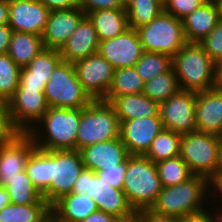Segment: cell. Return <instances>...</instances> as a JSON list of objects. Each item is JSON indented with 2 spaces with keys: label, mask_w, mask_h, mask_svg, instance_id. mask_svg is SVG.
Returning <instances> with one entry per match:
<instances>
[{
  "label": "cell",
  "mask_w": 222,
  "mask_h": 222,
  "mask_svg": "<svg viewBox=\"0 0 222 222\" xmlns=\"http://www.w3.org/2000/svg\"><path fill=\"white\" fill-rule=\"evenodd\" d=\"M45 222H58L53 216L47 219Z\"/></svg>",
  "instance_id": "57"
},
{
  "label": "cell",
  "mask_w": 222,
  "mask_h": 222,
  "mask_svg": "<svg viewBox=\"0 0 222 222\" xmlns=\"http://www.w3.org/2000/svg\"><path fill=\"white\" fill-rule=\"evenodd\" d=\"M209 179L201 175H193L178 185L162 187L151 210L176 218L204 209L203 201L210 189Z\"/></svg>",
  "instance_id": "4"
},
{
  "label": "cell",
  "mask_w": 222,
  "mask_h": 222,
  "mask_svg": "<svg viewBox=\"0 0 222 222\" xmlns=\"http://www.w3.org/2000/svg\"><path fill=\"white\" fill-rule=\"evenodd\" d=\"M216 173H222V139L219 149V157H218V163L216 167Z\"/></svg>",
  "instance_id": "52"
},
{
  "label": "cell",
  "mask_w": 222,
  "mask_h": 222,
  "mask_svg": "<svg viewBox=\"0 0 222 222\" xmlns=\"http://www.w3.org/2000/svg\"><path fill=\"white\" fill-rule=\"evenodd\" d=\"M179 222H217L215 216H211L208 211L204 209L184 215L179 218Z\"/></svg>",
  "instance_id": "45"
},
{
  "label": "cell",
  "mask_w": 222,
  "mask_h": 222,
  "mask_svg": "<svg viewBox=\"0 0 222 222\" xmlns=\"http://www.w3.org/2000/svg\"><path fill=\"white\" fill-rule=\"evenodd\" d=\"M43 48L42 36L13 31L7 54L15 64L24 68Z\"/></svg>",
  "instance_id": "28"
},
{
  "label": "cell",
  "mask_w": 222,
  "mask_h": 222,
  "mask_svg": "<svg viewBox=\"0 0 222 222\" xmlns=\"http://www.w3.org/2000/svg\"><path fill=\"white\" fill-rule=\"evenodd\" d=\"M9 22V0H0V25Z\"/></svg>",
  "instance_id": "48"
},
{
  "label": "cell",
  "mask_w": 222,
  "mask_h": 222,
  "mask_svg": "<svg viewBox=\"0 0 222 222\" xmlns=\"http://www.w3.org/2000/svg\"><path fill=\"white\" fill-rule=\"evenodd\" d=\"M199 44L210 58L220 67L222 65V20Z\"/></svg>",
  "instance_id": "38"
},
{
  "label": "cell",
  "mask_w": 222,
  "mask_h": 222,
  "mask_svg": "<svg viewBox=\"0 0 222 222\" xmlns=\"http://www.w3.org/2000/svg\"><path fill=\"white\" fill-rule=\"evenodd\" d=\"M144 84L135 67L115 69L112 85L103 101L110 103L115 97L143 93Z\"/></svg>",
  "instance_id": "31"
},
{
  "label": "cell",
  "mask_w": 222,
  "mask_h": 222,
  "mask_svg": "<svg viewBox=\"0 0 222 222\" xmlns=\"http://www.w3.org/2000/svg\"><path fill=\"white\" fill-rule=\"evenodd\" d=\"M129 28L137 29L148 24L163 10V0H133L126 7Z\"/></svg>",
  "instance_id": "34"
},
{
  "label": "cell",
  "mask_w": 222,
  "mask_h": 222,
  "mask_svg": "<svg viewBox=\"0 0 222 222\" xmlns=\"http://www.w3.org/2000/svg\"><path fill=\"white\" fill-rule=\"evenodd\" d=\"M78 7H80L86 15L96 10L126 9L121 0H78Z\"/></svg>",
  "instance_id": "42"
},
{
  "label": "cell",
  "mask_w": 222,
  "mask_h": 222,
  "mask_svg": "<svg viewBox=\"0 0 222 222\" xmlns=\"http://www.w3.org/2000/svg\"><path fill=\"white\" fill-rule=\"evenodd\" d=\"M164 129L160 114L120 121V139L130 155H144Z\"/></svg>",
  "instance_id": "15"
},
{
  "label": "cell",
  "mask_w": 222,
  "mask_h": 222,
  "mask_svg": "<svg viewBox=\"0 0 222 222\" xmlns=\"http://www.w3.org/2000/svg\"><path fill=\"white\" fill-rule=\"evenodd\" d=\"M156 167L162 187L178 185L194 175L180 156L160 161Z\"/></svg>",
  "instance_id": "35"
},
{
  "label": "cell",
  "mask_w": 222,
  "mask_h": 222,
  "mask_svg": "<svg viewBox=\"0 0 222 222\" xmlns=\"http://www.w3.org/2000/svg\"><path fill=\"white\" fill-rule=\"evenodd\" d=\"M20 133L12 122L8 103L0 101V141H12Z\"/></svg>",
  "instance_id": "40"
},
{
  "label": "cell",
  "mask_w": 222,
  "mask_h": 222,
  "mask_svg": "<svg viewBox=\"0 0 222 222\" xmlns=\"http://www.w3.org/2000/svg\"><path fill=\"white\" fill-rule=\"evenodd\" d=\"M136 30L146 52L163 53L174 57L187 43L182 20L164 10L151 22Z\"/></svg>",
  "instance_id": "7"
},
{
  "label": "cell",
  "mask_w": 222,
  "mask_h": 222,
  "mask_svg": "<svg viewBox=\"0 0 222 222\" xmlns=\"http://www.w3.org/2000/svg\"><path fill=\"white\" fill-rule=\"evenodd\" d=\"M121 1L123 3L124 7H126L133 0H121Z\"/></svg>",
  "instance_id": "56"
},
{
  "label": "cell",
  "mask_w": 222,
  "mask_h": 222,
  "mask_svg": "<svg viewBox=\"0 0 222 222\" xmlns=\"http://www.w3.org/2000/svg\"><path fill=\"white\" fill-rule=\"evenodd\" d=\"M85 16L80 7L50 11L42 35L44 48L60 50Z\"/></svg>",
  "instance_id": "17"
},
{
  "label": "cell",
  "mask_w": 222,
  "mask_h": 222,
  "mask_svg": "<svg viewBox=\"0 0 222 222\" xmlns=\"http://www.w3.org/2000/svg\"><path fill=\"white\" fill-rule=\"evenodd\" d=\"M122 190L135 212L150 208L162 190L156 164L144 155L126 160Z\"/></svg>",
  "instance_id": "2"
},
{
  "label": "cell",
  "mask_w": 222,
  "mask_h": 222,
  "mask_svg": "<svg viewBox=\"0 0 222 222\" xmlns=\"http://www.w3.org/2000/svg\"><path fill=\"white\" fill-rule=\"evenodd\" d=\"M99 44L94 25L86 15L59 51L64 61L74 63L98 52Z\"/></svg>",
  "instance_id": "21"
},
{
  "label": "cell",
  "mask_w": 222,
  "mask_h": 222,
  "mask_svg": "<svg viewBox=\"0 0 222 222\" xmlns=\"http://www.w3.org/2000/svg\"><path fill=\"white\" fill-rule=\"evenodd\" d=\"M50 10L38 0H9V22L12 31L43 35Z\"/></svg>",
  "instance_id": "16"
},
{
  "label": "cell",
  "mask_w": 222,
  "mask_h": 222,
  "mask_svg": "<svg viewBox=\"0 0 222 222\" xmlns=\"http://www.w3.org/2000/svg\"><path fill=\"white\" fill-rule=\"evenodd\" d=\"M115 222H141V218H140L139 212H135L129 217L117 218Z\"/></svg>",
  "instance_id": "51"
},
{
  "label": "cell",
  "mask_w": 222,
  "mask_h": 222,
  "mask_svg": "<svg viewBox=\"0 0 222 222\" xmlns=\"http://www.w3.org/2000/svg\"><path fill=\"white\" fill-rule=\"evenodd\" d=\"M8 142H10V141H0V152H1L4 144H5V143H8Z\"/></svg>",
  "instance_id": "58"
},
{
  "label": "cell",
  "mask_w": 222,
  "mask_h": 222,
  "mask_svg": "<svg viewBox=\"0 0 222 222\" xmlns=\"http://www.w3.org/2000/svg\"><path fill=\"white\" fill-rule=\"evenodd\" d=\"M222 137L212 133L190 132L181 136L180 157L194 175H215Z\"/></svg>",
  "instance_id": "9"
},
{
  "label": "cell",
  "mask_w": 222,
  "mask_h": 222,
  "mask_svg": "<svg viewBox=\"0 0 222 222\" xmlns=\"http://www.w3.org/2000/svg\"><path fill=\"white\" fill-rule=\"evenodd\" d=\"M125 169L126 161L119 165H111L107 163L104 169L97 172V174L111 187L122 189L125 178Z\"/></svg>",
  "instance_id": "41"
},
{
  "label": "cell",
  "mask_w": 222,
  "mask_h": 222,
  "mask_svg": "<svg viewBox=\"0 0 222 222\" xmlns=\"http://www.w3.org/2000/svg\"><path fill=\"white\" fill-rule=\"evenodd\" d=\"M110 104L120 121L156 116L159 113V104L143 93L115 97Z\"/></svg>",
  "instance_id": "25"
},
{
  "label": "cell",
  "mask_w": 222,
  "mask_h": 222,
  "mask_svg": "<svg viewBox=\"0 0 222 222\" xmlns=\"http://www.w3.org/2000/svg\"><path fill=\"white\" fill-rule=\"evenodd\" d=\"M117 218L104 211L97 210L81 222H115Z\"/></svg>",
  "instance_id": "47"
},
{
  "label": "cell",
  "mask_w": 222,
  "mask_h": 222,
  "mask_svg": "<svg viewBox=\"0 0 222 222\" xmlns=\"http://www.w3.org/2000/svg\"><path fill=\"white\" fill-rule=\"evenodd\" d=\"M207 0H163L164 11L178 19H183Z\"/></svg>",
  "instance_id": "39"
},
{
  "label": "cell",
  "mask_w": 222,
  "mask_h": 222,
  "mask_svg": "<svg viewBox=\"0 0 222 222\" xmlns=\"http://www.w3.org/2000/svg\"><path fill=\"white\" fill-rule=\"evenodd\" d=\"M141 222H179V218L159 214L150 208L138 211Z\"/></svg>",
  "instance_id": "43"
},
{
  "label": "cell",
  "mask_w": 222,
  "mask_h": 222,
  "mask_svg": "<svg viewBox=\"0 0 222 222\" xmlns=\"http://www.w3.org/2000/svg\"><path fill=\"white\" fill-rule=\"evenodd\" d=\"M80 118L81 109L48 107V110L38 121L39 125L42 124V127L46 128V131L43 130L45 132L43 135H46V138L42 139V133L39 132L41 130L37 127H32L28 134L33 139L35 146L42 150L76 149Z\"/></svg>",
  "instance_id": "3"
},
{
  "label": "cell",
  "mask_w": 222,
  "mask_h": 222,
  "mask_svg": "<svg viewBox=\"0 0 222 222\" xmlns=\"http://www.w3.org/2000/svg\"><path fill=\"white\" fill-rule=\"evenodd\" d=\"M172 68L181 90L201 92L219 85V66L199 43L187 42L172 57Z\"/></svg>",
  "instance_id": "1"
},
{
  "label": "cell",
  "mask_w": 222,
  "mask_h": 222,
  "mask_svg": "<svg viewBox=\"0 0 222 222\" xmlns=\"http://www.w3.org/2000/svg\"><path fill=\"white\" fill-rule=\"evenodd\" d=\"M11 203L10 196L5 187L0 186V211Z\"/></svg>",
  "instance_id": "50"
},
{
  "label": "cell",
  "mask_w": 222,
  "mask_h": 222,
  "mask_svg": "<svg viewBox=\"0 0 222 222\" xmlns=\"http://www.w3.org/2000/svg\"><path fill=\"white\" fill-rule=\"evenodd\" d=\"M216 2L219 8L220 18L222 20V0H216Z\"/></svg>",
  "instance_id": "53"
},
{
  "label": "cell",
  "mask_w": 222,
  "mask_h": 222,
  "mask_svg": "<svg viewBox=\"0 0 222 222\" xmlns=\"http://www.w3.org/2000/svg\"><path fill=\"white\" fill-rule=\"evenodd\" d=\"M220 18L216 0H207L182 19L186 42L199 43L217 26Z\"/></svg>",
  "instance_id": "23"
},
{
  "label": "cell",
  "mask_w": 222,
  "mask_h": 222,
  "mask_svg": "<svg viewBox=\"0 0 222 222\" xmlns=\"http://www.w3.org/2000/svg\"><path fill=\"white\" fill-rule=\"evenodd\" d=\"M35 148L28 133H20L4 144L0 152V186L4 187L7 179L19 176V172L25 171L27 160Z\"/></svg>",
  "instance_id": "18"
},
{
  "label": "cell",
  "mask_w": 222,
  "mask_h": 222,
  "mask_svg": "<svg viewBox=\"0 0 222 222\" xmlns=\"http://www.w3.org/2000/svg\"><path fill=\"white\" fill-rule=\"evenodd\" d=\"M51 216L49 204L10 203L0 211V222H45Z\"/></svg>",
  "instance_id": "30"
},
{
  "label": "cell",
  "mask_w": 222,
  "mask_h": 222,
  "mask_svg": "<svg viewBox=\"0 0 222 222\" xmlns=\"http://www.w3.org/2000/svg\"><path fill=\"white\" fill-rule=\"evenodd\" d=\"M219 85L222 86V65L219 67Z\"/></svg>",
  "instance_id": "54"
},
{
  "label": "cell",
  "mask_w": 222,
  "mask_h": 222,
  "mask_svg": "<svg viewBox=\"0 0 222 222\" xmlns=\"http://www.w3.org/2000/svg\"><path fill=\"white\" fill-rule=\"evenodd\" d=\"M98 53L114 69H121L134 67L144 50L137 30L129 28L114 38L100 42Z\"/></svg>",
  "instance_id": "14"
},
{
  "label": "cell",
  "mask_w": 222,
  "mask_h": 222,
  "mask_svg": "<svg viewBox=\"0 0 222 222\" xmlns=\"http://www.w3.org/2000/svg\"><path fill=\"white\" fill-rule=\"evenodd\" d=\"M4 187L13 204H49L35 188L26 171L19 172V176L12 179H7V184Z\"/></svg>",
  "instance_id": "29"
},
{
  "label": "cell",
  "mask_w": 222,
  "mask_h": 222,
  "mask_svg": "<svg viewBox=\"0 0 222 222\" xmlns=\"http://www.w3.org/2000/svg\"><path fill=\"white\" fill-rule=\"evenodd\" d=\"M50 11L66 10L78 7V0H38Z\"/></svg>",
  "instance_id": "44"
},
{
  "label": "cell",
  "mask_w": 222,
  "mask_h": 222,
  "mask_svg": "<svg viewBox=\"0 0 222 222\" xmlns=\"http://www.w3.org/2000/svg\"><path fill=\"white\" fill-rule=\"evenodd\" d=\"M7 103L12 122L21 133H28L48 110L44 91L38 88H17Z\"/></svg>",
  "instance_id": "13"
},
{
  "label": "cell",
  "mask_w": 222,
  "mask_h": 222,
  "mask_svg": "<svg viewBox=\"0 0 222 222\" xmlns=\"http://www.w3.org/2000/svg\"><path fill=\"white\" fill-rule=\"evenodd\" d=\"M134 67L146 82L169 71L172 68V57L163 53L144 51Z\"/></svg>",
  "instance_id": "36"
},
{
  "label": "cell",
  "mask_w": 222,
  "mask_h": 222,
  "mask_svg": "<svg viewBox=\"0 0 222 222\" xmlns=\"http://www.w3.org/2000/svg\"><path fill=\"white\" fill-rule=\"evenodd\" d=\"M84 168L80 151L51 150V206L62 196L72 193Z\"/></svg>",
  "instance_id": "11"
},
{
  "label": "cell",
  "mask_w": 222,
  "mask_h": 222,
  "mask_svg": "<svg viewBox=\"0 0 222 222\" xmlns=\"http://www.w3.org/2000/svg\"><path fill=\"white\" fill-rule=\"evenodd\" d=\"M25 171L35 188L51 206V150L36 147L27 160Z\"/></svg>",
  "instance_id": "26"
},
{
  "label": "cell",
  "mask_w": 222,
  "mask_h": 222,
  "mask_svg": "<svg viewBox=\"0 0 222 222\" xmlns=\"http://www.w3.org/2000/svg\"><path fill=\"white\" fill-rule=\"evenodd\" d=\"M72 193L87 194L99 210L115 216L126 218L135 213L122 189L111 187L91 169L84 168L74 183Z\"/></svg>",
  "instance_id": "8"
},
{
  "label": "cell",
  "mask_w": 222,
  "mask_h": 222,
  "mask_svg": "<svg viewBox=\"0 0 222 222\" xmlns=\"http://www.w3.org/2000/svg\"><path fill=\"white\" fill-rule=\"evenodd\" d=\"M181 136L180 133L163 129L155 137L144 156L155 164L180 156Z\"/></svg>",
  "instance_id": "32"
},
{
  "label": "cell",
  "mask_w": 222,
  "mask_h": 222,
  "mask_svg": "<svg viewBox=\"0 0 222 222\" xmlns=\"http://www.w3.org/2000/svg\"><path fill=\"white\" fill-rule=\"evenodd\" d=\"M179 90L180 86L178 79L173 68H171L169 71L146 81L144 84L143 94L149 97L152 101L160 104L168 100Z\"/></svg>",
  "instance_id": "33"
},
{
  "label": "cell",
  "mask_w": 222,
  "mask_h": 222,
  "mask_svg": "<svg viewBox=\"0 0 222 222\" xmlns=\"http://www.w3.org/2000/svg\"><path fill=\"white\" fill-rule=\"evenodd\" d=\"M196 92L179 90L159 104V114L164 129L180 134L196 132Z\"/></svg>",
  "instance_id": "12"
},
{
  "label": "cell",
  "mask_w": 222,
  "mask_h": 222,
  "mask_svg": "<svg viewBox=\"0 0 222 222\" xmlns=\"http://www.w3.org/2000/svg\"><path fill=\"white\" fill-rule=\"evenodd\" d=\"M48 107L83 109L93 100L78 80L73 63L62 60L44 89Z\"/></svg>",
  "instance_id": "6"
},
{
  "label": "cell",
  "mask_w": 222,
  "mask_h": 222,
  "mask_svg": "<svg viewBox=\"0 0 222 222\" xmlns=\"http://www.w3.org/2000/svg\"><path fill=\"white\" fill-rule=\"evenodd\" d=\"M209 183V185H213L212 188L214 187L219 193H221L220 196L222 197V173H215V175L209 180Z\"/></svg>",
  "instance_id": "49"
},
{
  "label": "cell",
  "mask_w": 222,
  "mask_h": 222,
  "mask_svg": "<svg viewBox=\"0 0 222 222\" xmlns=\"http://www.w3.org/2000/svg\"><path fill=\"white\" fill-rule=\"evenodd\" d=\"M120 137V120L113 106L103 100H94L81 109L76 138V150Z\"/></svg>",
  "instance_id": "5"
},
{
  "label": "cell",
  "mask_w": 222,
  "mask_h": 222,
  "mask_svg": "<svg viewBox=\"0 0 222 222\" xmlns=\"http://www.w3.org/2000/svg\"><path fill=\"white\" fill-rule=\"evenodd\" d=\"M97 210V204L87 194L70 193L51 206V214L58 222H81Z\"/></svg>",
  "instance_id": "24"
},
{
  "label": "cell",
  "mask_w": 222,
  "mask_h": 222,
  "mask_svg": "<svg viewBox=\"0 0 222 222\" xmlns=\"http://www.w3.org/2000/svg\"><path fill=\"white\" fill-rule=\"evenodd\" d=\"M84 91L94 100H104L113 82L115 69L98 52L73 63Z\"/></svg>",
  "instance_id": "10"
},
{
  "label": "cell",
  "mask_w": 222,
  "mask_h": 222,
  "mask_svg": "<svg viewBox=\"0 0 222 222\" xmlns=\"http://www.w3.org/2000/svg\"><path fill=\"white\" fill-rule=\"evenodd\" d=\"M62 60L59 50L43 48L26 67L21 68L17 88H38L44 91L51 74Z\"/></svg>",
  "instance_id": "20"
},
{
  "label": "cell",
  "mask_w": 222,
  "mask_h": 222,
  "mask_svg": "<svg viewBox=\"0 0 222 222\" xmlns=\"http://www.w3.org/2000/svg\"><path fill=\"white\" fill-rule=\"evenodd\" d=\"M215 217H216V221L217 222H222V212L220 211L219 214H215Z\"/></svg>",
  "instance_id": "55"
},
{
  "label": "cell",
  "mask_w": 222,
  "mask_h": 222,
  "mask_svg": "<svg viewBox=\"0 0 222 222\" xmlns=\"http://www.w3.org/2000/svg\"><path fill=\"white\" fill-rule=\"evenodd\" d=\"M80 152L84 167L96 173L103 170L107 163L119 165L130 156L120 137L86 146Z\"/></svg>",
  "instance_id": "22"
},
{
  "label": "cell",
  "mask_w": 222,
  "mask_h": 222,
  "mask_svg": "<svg viewBox=\"0 0 222 222\" xmlns=\"http://www.w3.org/2000/svg\"><path fill=\"white\" fill-rule=\"evenodd\" d=\"M197 131L222 137V86L196 92Z\"/></svg>",
  "instance_id": "19"
},
{
  "label": "cell",
  "mask_w": 222,
  "mask_h": 222,
  "mask_svg": "<svg viewBox=\"0 0 222 222\" xmlns=\"http://www.w3.org/2000/svg\"><path fill=\"white\" fill-rule=\"evenodd\" d=\"M12 29L6 25H0V54L7 53L12 36Z\"/></svg>",
  "instance_id": "46"
},
{
  "label": "cell",
  "mask_w": 222,
  "mask_h": 222,
  "mask_svg": "<svg viewBox=\"0 0 222 222\" xmlns=\"http://www.w3.org/2000/svg\"><path fill=\"white\" fill-rule=\"evenodd\" d=\"M21 68L7 53L0 54V101L8 102L19 84Z\"/></svg>",
  "instance_id": "37"
},
{
  "label": "cell",
  "mask_w": 222,
  "mask_h": 222,
  "mask_svg": "<svg viewBox=\"0 0 222 222\" xmlns=\"http://www.w3.org/2000/svg\"><path fill=\"white\" fill-rule=\"evenodd\" d=\"M100 42L114 38L129 29L126 9H104L87 14Z\"/></svg>",
  "instance_id": "27"
}]
</instances>
